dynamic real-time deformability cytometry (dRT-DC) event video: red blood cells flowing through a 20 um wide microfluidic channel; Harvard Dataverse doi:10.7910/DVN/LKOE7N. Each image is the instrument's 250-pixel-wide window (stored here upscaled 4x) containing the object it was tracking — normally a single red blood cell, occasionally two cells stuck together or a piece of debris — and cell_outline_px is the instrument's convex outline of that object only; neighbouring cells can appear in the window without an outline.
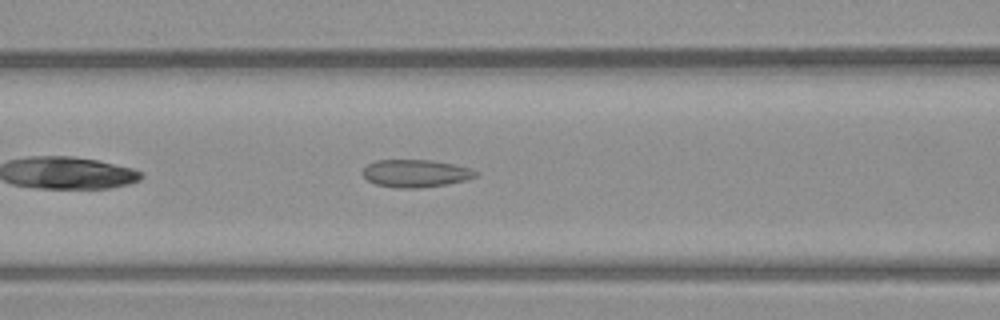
{"species": "common noctule bat (a hibernating species)", "species_latin": "Nyctalus noctula", "temperature_condition": "warm", "stored_images_in_passage": 39, "camera_frame_rate_fps": 3000, "um_per_image_px": 0.085, "animal": {"sex": "male", "body_mass_g": 23.1, "forearm_length_mm": 52.7}, "frame": {"image": 1, "passage_image": 8, "time_ms": 2.333, "image_size_px": [1000, 320], "cell_outline_px": [[480, 172], [476, 176], [464, 180], [444, 184], [416, 188], [396, 188], [376, 184], [368, 180], [364, 176], [364, 168], [368, 164], [376, 160], [428, 160], [452, 164], [472, 168]], "centroid_in_image_um": [35.34, 14.73], "position_along_channel_um": 131.3, "area_um2": 17.92}}
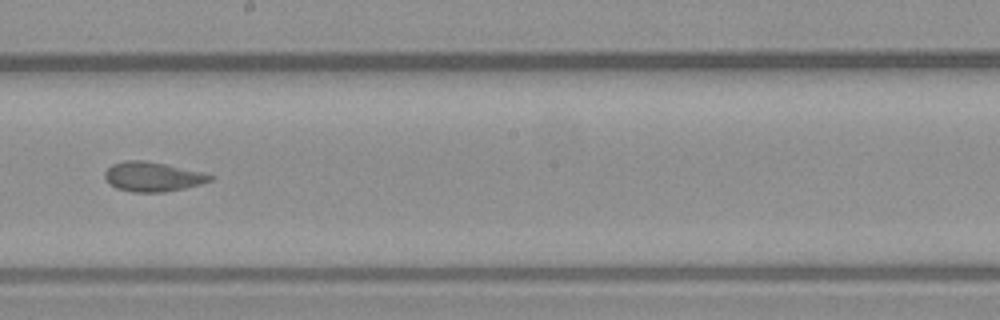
{"frame": {"image": 2, "passage_image": 16, "time_ms": 5.0, "image_size_px": [1000, 320], "cell_outline_px": [[212, 180], [200, 184], [184, 188], [164, 192], [132, 192], [116, 188], [108, 184], [104, 176], [104, 172], [112, 164], [128, 160], [144, 160], [204, 172], [212, 176]], "centroid_in_image_um": [12.94, 15.02], "position_along_channel_um": 235.3, "area_um2": 18.09}}
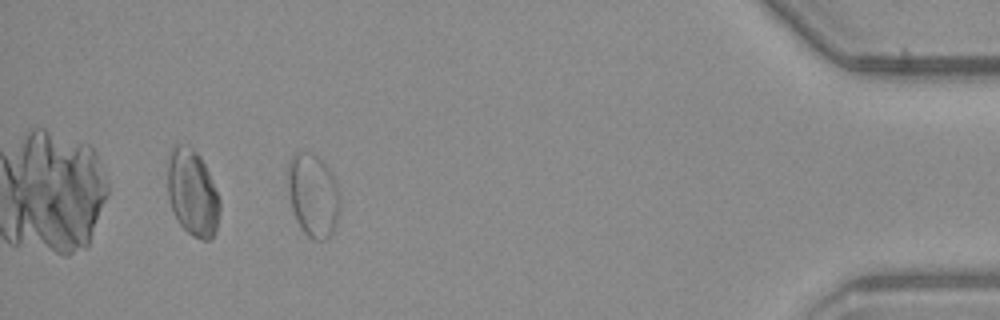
{"frame": {"image": 3, "passage_image": 34, "time_ms": 11.0, "image_size_px": [1000, 320], "cell_outline_px": [[340, 212], [336, 224], [332, 232], [324, 240], [312, 240], [300, 228], [296, 220], [292, 208], [288, 192], [288, 160], [292, 152], [300, 148], [312, 152], [332, 172], [336, 180], [340, 192]], "centroid_in_image_um": [26.61, 16.54], "position_along_channel_um": 408.6, "area_um2": 26.01}, "authors_computed_cell_mechanics": {"area_um2": 18.3226, "velocity_mm_per_s": 3.8947, "shape_relaxation_time_tau1_ms": null, "shape_relaxation_time_tau2_ms": 0.9137, "deformation_change_tau1": null, "deformation_change_tau2": 0.07}}